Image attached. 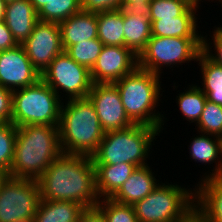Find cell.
<instances>
[{
  "mask_svg": "<svg viewBox=\"0 0 222 222\" xmlns=\"http://www.w3.org/2000/svg\"><path fill=\"white\" fill-rule=\"evenodd\" d=\"M194 202L195 189L160 183L133 208L139 222H178L195 205Z\"/></svg>",
  "mask_w": 222,
  "mask_h": 222,
  "instance_id": "52a82bcc",
  "label": "cell"
},
{
  "mask_svg": "<svg viewBox=\"0 0 222 222\" xmlns=\"http://www.w3.org/2000/svg\"><path fill=\"white\" fill-rule=\"evenodd\" d=\"M103 43L98 39L85 40L69 46L65 52L78 64L92 69L103 48Z\"/></svg>",
  "mask_w": 222,
  "mask_h": 222,
  "instance_id": "f1b7e54d",
  "label": "cell"
},
{
  "mask_svg": "<svg viewBox=\"0 0 222 222\" xmlns=\"http://www.w3.org/2000/svg\"><path fill=\"white\" fill-rule=\"evenodd\" d=\"M66 103L62 102L58 126L62 152L91 157L105 133L93 103L88 97Z\"/></svg>",
  "mask_w": 222,
  "mask_h": 222,
  "instance_id": "3957f363",
  "label": "cell"
},
{
  "mask_svg": "<svg viewBox=\"0 0 222 222\" xmlns=\"http://www.w3.org/2000/svg\"><path fill=\"white\" fill-rule=\"evenodd\" d=\"M178 222H211V220L195 204Z\"/></svg>",
  "mask_w": 222,
  "mask_h": 222,
  "instance_id": "74e56055",
  "label": "cell"
},
{
  "mask_svg": "<svg viewBox=\"0 0 222 222\" xmlns=\"http://www.w3.org/2000/svg\"><path fill=\"white\" fill-rule=\"evenodd\" d=\"M62 153L58 126L17 127L14 159L7 176L37 180Z\"/></svg>",
  "mask_w": 222,
  "mask_h": 222,
  "instance_id": "7a4b0ae2",
  "label": "cell"
},
{
  "mask_svg": "<svg viewBox=\"0 0 222 222\" xmlns=\"http://www.w3.org/2000/svg\"><path fill=\"white\" fill-rule=\"evenodd\" d=\"M87 97L93 103L104 132L125 129L134 124L125 113L114 83H93Z\"/></svg>",
  "mask_w": 222,
  "mask_h": 222,
  "instance_id": "7c38bea8",
  "label": "cell"
},
{
  "mask_svg": "<svg viewBox=\"0 0 222 222\" xmlns=\"http://www.w3.org/2000/svg\"><path fill=\"white\" fill-rule=\"evenodd\" d=\"M78 222H106L104 215L97 208H85L79 216Z\"/></svg>",
  "mask_w": 222,
  "mask_h": 222,
  "instance_id": "f35d334b",
  "label": "cell"
},
{
  "mask_svg": "<svg viewBox=\"0 0 222 222\" xmlns=\"http://www.w3.org/2000/svg\"><path fill=\"white\" fill-rule=\"evenodd\" d=\"M40 201L37 180L6 176L0 185V222L34 218Z\"/></svg>",
  "mask_w": 222,
  "mask_h": 222,
  "instance_id": "9c48e42d",
  "label": "cell"
},
{
  "mask_svg": "<svg viewBox=\"0 0 222 222\" xmlns=\"http://www.w3.org/2000/svg\"><path fill=\"white\" fill-rule=\"evenodd\" d=\"M58 25L64 51L71 45L98 38L97 13L80 10Z\"/></svg>",
  "mask_w": 222,
  "mask_h": 222,
  "instance_id": "2e32d148",
  "label": "cell"
},
{
  "mask_svg": "<svg viewBox=\"0 0 222 222\" xmlns=\"http://www.w3.org/2000/svg\"><path fill=\"white\" fill-rule=\"evenodd\" d=\"M123 9L97 13V35L103 45L124 46Z\"/></svg>",
  "mask_w": 222,
  "mask_h": 222,
  "instance_id": "cb8c5ba5",
  "label": "cell"
},
{
  "mask_svg": "<svg viewBox=\"0 0 222 222\" xmlns=\"http://www.w3.org/2000/svg\"><path fill=\"white\" fill-rule=\"evenodd\" d=\"M197 127L199 133L222 138V106L207 100Z\"/></svg>",
  "mask_w": 222,
  "mask_h": 222,
  "instance_id": "4dcf8cb0",
  "label": "cell"
},
{
  "mask_svg": "<svg viewBox=\"0 0 222 222\" xmlns=\"http://www.w3.org/2000/svg\"><path fill=\"white\" fill-rule=\"evenodd\" d=\"M138 67V56L125 46L104 45L90 70L93 83H115Z\"/></svg>",
  "mask_w": 222,
  "mask_h": 222,
  "instance_id": "4fadbf2b",
  "label": "cell"
},
{
  "mask_svg": "<svg viewBox=\"0 0 222 222\" xmlns=\"http://www.w3.org/2000/svg\"><path fill=\"white\" fill-rule=\"evenodd\" d=\"M85 207L71 201L41 200L35 222H78Z\"/></svg>",
  "mask_w": 222,
  "mask_h": 222,
  "instance_id": "603a6c76",
  "label": "cell"
},
{
  "mask_svg": "<svg viewBox=\"0 0 222 222\" xmlns=\"http://www.w3.org/2000/svg\"><path fill=\"white\" fill-rule=\"evenodd\" d=\"M189 86L190 87L186 89L187 91L185 90V92L178 94L179 96H177L176 100L181 113L187 121H191L190 123L194 122L196 125L203 112L207 97L200 89V86L193 84Z\"/></svg>",
  "mask_w": 222,
  "mask_h": 222,
  "instance_id": "4316f807",
  "label": "cell"
},
{
  "mask_svg": "<svg viewBox=\"0 0 222 222\" xmlns=\"http://www.w3.org/2000/svg\"><path fill=\"white\" fill-rule=\"evenodd\" d=\"M41 79L60 97V89L67 93V99L88 96L92 88L90 70L75 62L65 51L57 55L41 74ZM59 91H58V90Z\"/></svg>",
  "mask_w": 222,
  "mask_h": 222,
  "instance_id": "30bf717a",
  "label": "cell"
},
{
  "mask_svg": "<svg viewBox=\"0 0 222 222\" xmlns=\"http://www.w3.org/2000/svg\"><path fill=\"white\" fill-rule=\"evenodd\" d=\"M123 26L124 46L139 56L152 37V26L149 17L130 15L123 10Z\"/></svg>",
  "mask_w": 222,
  "mask_h": 222,
  "instance_id": "7402d4cb",
  "label": "cell"
},
{
  "mask_svg": "<svg viewBox=\"0 0 222 222\" xmlns=\"http://www.w3.org/2000/svg\"><path fill=\"white\" fill-rule=\"evenodd\" d=\"M81 10L99 13L122 9V0H80Z\"/></svg>",
  "mask_w": 222,
  "mask_h": 222,
  "instance_id": "836d02e7",
  "label": "cell"
},
{
  "mask_svg": "<svg viewBox=\"0 0 222 222\" xmlns=\"http://www.w3.org/2000/svg\"><path fill=\"white\" fill-rule=\"evenodd\" d=\"M196 61H199L203 76V88L200 89L208 101L222 106V66L210 60L204 52L199 54Z\"/></svg>",
  "mask_w": 222,
  "mask_h": 222,
  "instance_id": "484cf974",
  "label": "cell"
},
{
  "mask_svg": "<svg viewBox=\"0 0 222 222\" xmlns=\"http://www.w3.org/2000/svg\"><path fill=\"white\" fill-rule=\"evenodd\" d=\"M195 188V204L211 222H222V178L201 179Z\"/></svg>",
  "mask_w": 222,
  "mask_h": 222,
  "instance_id": "44dd1931",
  "label": "cell"
},
{
  "mask_svg": "<svg viewBox=\"0 0 222 222\" xmlns=\"http://www.w3.org/2000/svg\"><path fill=\"white\" fill-rule=\"evenodd\" d=\"M198 7L192 4L181 16L175 18L150 20L152 36L203 38V34L201 36L197 33L198 26L195 13Z\"/></svg>",
  "mask_w": 222,
  "mask_h": 222,
  "instance_id": "ac0fdd59",
  "label": "cell"
},
{
  "mask_svg": "<svg viewBox=\"0 0 222 222\" xmlns=\"http://www.w3.org/2000/svg\"><path fill=\"white\" fill-rule=\"evenodd\" d=\"M160 77L137 67L114 83L125 113L134 124L148 125L160 130L163 128L165 118L159 111L155 112L160 100Z\"/></svg>",
  "mask_w": 222,
  "mask_h": 222,
  "instance_id": "277c9868",
  "label": "cell"
},
{
  "mask_svg": "<svg viewBox=\"0 0 222 222\" xmlns=\"http://www.w3.org/2000/svg\"><path fill=\"white\" fill-rule=\"evenodd\" d=\"M6 4L5 0H0V21H4Z\"/></svg>",
  "mask_w": 222,
  "mask_h": 222,
  "instance_id": "ab89813d",
  "label": "cell"
},
{
  "mask_svg": "<svg viewBox=\"0 0 222 222\" xmlns=\"http://www.w3.org/2000/svg\"><path fill=\"white\" fill-rule=\"evenodd\" d=\"M61 98L41 78L33 85L15 89L11 122L16 127L59 126Z\"/></svg>",
  "mask_w": 222,
  "mask_h": 222,
  "instance_id": "8992f818",
  "label": "cell"
},
{
  "mask_svg": "<svg viewBox=\"0 0 222 222\" xmlns=\"http://www.w3.org/2000/svg\"><path fill=\"white\" fill-rule=\"evenodd\" d=\"M162 130L142 124L104 133L97 151L91 156L94 165L130 163L137 167L147 164L152 142Z\"/></svg>",
  "mask_w": 222,
  "mask_h": 222,
  "instance_id": "5b68a950",
  "label": "cell"
},
{
  "mask_svg": "<svg viewBox=\"0 0 222 222\" xmlns=\"http://www.w3.org/2000/svg\"><path fill=\"white\" fill-rule=\"evenodd\" d=\"M6 176H7L6 174L0 173V185H1L2 180H3Z\"/></svg>",
  "mask_w": 222,
  "mask_h": 222,
  "instance_id": "7bdbcfd3",
  "label": "cell"
},
{
  "mask_svg": "<svg viewBox=\"0 0 222 222\" xmlns=\"http://www.w3.org/2000/svg\"><path fill=\"white\" fill-rule=\"evenodd\" d=\"M202 43L203 38L152 36L138 56V67L160 75L164 66L172 65V68L176 64L197 60Z\"/></svg>",
  "mask_w": 222,
  "mask_h": 222,
  "instance_id": "ba28073f",
  "label": "cell"
},
{
  "mask_svg": "<svg viewBox=\"0 0 222 222\" xmlns=\"http://www.w3.org/2000/svg\"><path fill=\"white\" fill-rule=\"evenodd\" d=\"M191 5V0H151L149 19L175 18L181 16Z\"/></svg>",
  "mask_w": 222,
  "mask_h": 222,
  "instance_id": "1f68e13d",
  "label": "cell"
},
{
  "mask_svg": "<svg viewBox=\"0 0 222 222\" xmlns=\"http://www.w3.org/2000/svg\"><path fill=\"white\" fill-rule=\"evenodd\" d=\"M153 174L149 165L137 167L111 199L125 205L141 201L159 185Z\"/></svg>",
  "mask_w": 222,
  "mask_h": 222,
  "instance_id": "9a60e30c",
  "label": "cell"
},
{
  "mask_svg": "<svg viewBox=\"0 0 222 222\" xmlns=\"http://www.w3.org/2000/svg\"><path fill=\"white\" fill-rule=\"evenodd\" d=\"M13 222H35V221L34 218H26V219L14 220Z\"/></svg>",
  "mask_w": 222,
  "mask_h": 222,
  "instance_id": "60d3db41",
  "label": "cell"
},
{
  "mask_svg": "<svg viewBox=\"0 0 222 222\" xmlns=\"http://www.w3.org/2000/svg\"><path fill=\"white\" fill-rule=\"evenodd\" d=\"M193 139L189 146V152L194 161L205 163L204 165L217 162L215 169L211 170L212 173L210 172V175L205 173V177L202 179L222 178V138L202 133Z\"/></svg>",
  "mask_w": 222,
  "mask_h": 222,
  "instance_id": "ffe728a7",
  "label": "cell"
},
{
  "mask_svg": "<svg viewBox=\"0 0 222 222\" xmlns=\"http://www.w3.org/2000/svg\"><path fill=\"white\" fill-rule=\"evenodd\" d=\"M13 91L0 86V118L4 122L12 120Z\"/></svg>",
  "mask_w": 222,
  "mask_h": 222,
  "instance_id": "d590c367",
  "label": "cell"
},
{
  "mask_svg": "<svg viewBox=\"0 0 222 222\" xmlns=\"http://www.w3.org/2000/svg\"><path fill=\"white\" fill-rule=\"evenodd\" d=\"M41 21L56 22L66 20L81 10L80 0H29Z\"/></svg>",
  "mask_w": 222,
  "mask_h": 222,
  "instance_id": "d4e9b609",
  "label": "cell"
},
{
  "mask_svg": "<svg viewBox=\"0 0 222 222\" xmlns=\"http://www.w3.org/2000/svg\"><path fill=\"white\" fill-rule=\"evenodd\" d=\"M199 1H202V0H191V3L193 4V5H195V6H199L198 4H200V3H198ZM217 1V0H216ZM222 0H219V2H221Z\"/></svg>",
  "mask_w": 222,
  "mask_h": 222,
  "instance_id": "b9f144b4",
  "label": "cell"
},
{
  "mask_svg": "<svg viewBox=\"0 0 222 222\" xmlns=\"http://www.w3.org/2000/svg\"><path fill=\"white\" fill-rule=\"evenodd\" d=\"M38 21L37 11L29 0H16L6 4L4 22L18 44L24 43Z\"/></svg>",
  "mask_w": 222,
  "mask_h": 222,
  "instance_id": "e0dca14e",
  "label": "cell"
},
{
  "mask_svg": "<svg viewBox=\"0 0 222 222\" xmlns=\"http://www.w3.org/2000/svg\"><path fill=\"white\" fill-rule=\"evenodd\" d=\"M17 127L12 122L0 125V173L8 175L14 159Z\"/></svg>",
  "mask_w": 222,
  "mask_h": 222,
  "instance_id": "83f0119b",
  "label": "cell"
},
{
  "mask_svg": "<svg viewBox=\"0 0 222 222\" xmlns=\"http://www.w3.org/2000/svg\"><path fill=\"white\" fill-rule=\"evenodd\" d=\"M22 46L41 75L53 59L64 51L58 23L39 20Z\"/></svg>",
  "mask_w": 222,
  "mask_h": 222,
  "instance_id": "8fae6325",
  "label": "cell"
},
{
  "mask_svg": "<svg viewBox=\"0 0 222 222\" xmlns=\"http://www.w3.org/2000/svg\"><path fill=\"white\" fill-rule=\"evenodd\" d=\"M41 200L71 201L96 207L95 167L92 157L62 153L37 179Z\"/></svg>",
  "mask_w": 222,
  "mask_h": 222,
  "instance_id": "6da1fadb",
  "label": "cell"
},
{
  "mask_svg": "<svg viewBox=\"0 0 222 222\" xmlns=\"http://www.w3.org/2000/svg\"><path fill=\"white\" fill-rule=\"evenodd\" d=\"M213 33H214L213 36H211L213 42L211 43L214 44V48H213L215 50L214 55L212 53L213 50H211L213 46H211L212 44H210V42L208 44L207 41L209 40H207L205 36L203 37L202 52H204L206 56L210 60H212L214 63L222 66V27H216Z\"/></svg>",
  "mask_w": 222,
  "mask_h": 222,
  "instance_id": "d6a6232c",
  "label": "cell"
},
{
  "mask_svg": "<svg viewBox=\"0 0 222 222\" xmlns=\"http://www.w3.org/2000/svg\"><path fill=\"white\" fill-rule=\"evenodd\" d=\"M151 0H122V9L130 15L150 16Z\"/></svg>",
  "mask_w": 222,
  "mask_h": 222,
  "instance_id": "e575fe53",
  "label": "cell"
},
{
  "mask_svg": "<svg viewBox=\"0 0 222 222\" xmlns=\"http://www.w3.org/2000/svg\"><path fill=\"white\" fill-rule=\"evenodd\" d=\"M13 34L7 27L4 21H0V51H4L17 46Z\"/></svg>",
  "mask_w": 222,
  "mask_h": 222,
  "instance_id": "8d00e7d4",
  "label": "cell"
},
{
  "mask_svg": "<svg viewBox=\"0 0 222 222\" xmlns=\"http://www.w3.org/2000/svg\"><path fill=\"white\" fill-rule=\"evenodd\" d=\"M2 123H4V121L0 118V125H1Z\"/></svg>",
  "mask_w": 222,
  "mask_h": 222,
  "instance_id": "f6af8a7d",
  "label": "cell"
},
{
  "mask_svg": "<svg viewBox=\"0 0 222 222\" xmlns=\"http://www.w3.org/2000/svg\"><path fill=\"white\" fill-rule=\"evenodd\" d=\"M40 78L22 44L0 51V86L14 91L33 85Z\"/></svg>",
  "mask_w": 222,
  "mask_h": 222,
  "instance_id": "5bb4252c",
  "label": "cell"
},
{
  "mask_svg": "<svg viewBox=\"0 0 222 222\" xmlns=\"http://www.w3.org/2000/svg\"><path fill=\"white\" fill-rule=\"evenodd\" d=\"M96 207L102 212L106 222H139L133 205L120 204L111 198H102Z\"/></svg>",
  "mask_w": 222,
  "mask_h": 222,
  "instance_id": "f546056e",
  "label": "cell"
},
{
  "mask_svg": "<svg viewBox=\"0 0 222 222\" xmlns=\"http://www.w3.org/2000/svg\"><path fill=\"white\" fill-rule=\"evenodd\" d=\"M95 189L99 199L111 198L137 168L130 163L94 165Z\"/></svg>",
  "mask_w": 222,
  "mask_h": 222,
  "instance_id": "d6986e66",
  "label": "cell"
},
{
  "mask_svg": "<svg viewBox=\"0 0 222 222\" xmlns=\"http://www.w3.org/2000/svg\"><path fill=\"white\" fill-rule=\"evenodd\" d=\"M11 1H16V0H5L6 3L11 2Z\"/></svg>",
  "mask_w": 222,
  "mask_h": 222,
  "instance_id": "ee69618b",
  "label": "cell"
}]
</instances>
